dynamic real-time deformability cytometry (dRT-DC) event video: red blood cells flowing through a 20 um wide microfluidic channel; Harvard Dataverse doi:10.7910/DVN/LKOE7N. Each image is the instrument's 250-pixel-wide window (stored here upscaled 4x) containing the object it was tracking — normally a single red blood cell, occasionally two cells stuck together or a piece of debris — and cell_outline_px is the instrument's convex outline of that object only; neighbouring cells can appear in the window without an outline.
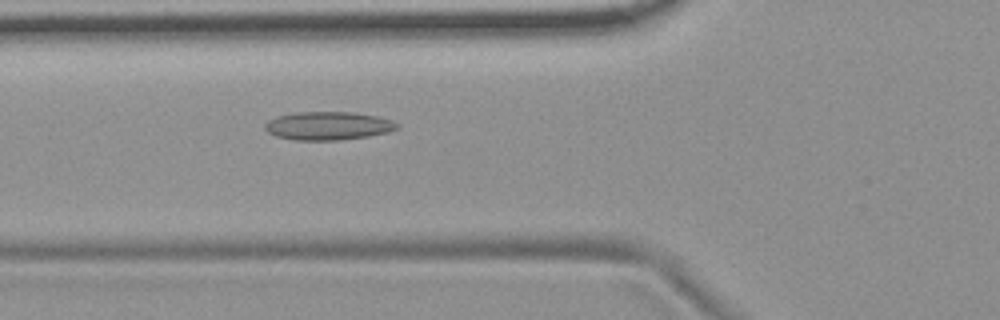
{"species": "common noctule bat (a hibernating species)", "species_latin": "Nyctalus noctula", "temperature_condition": "room temperature", "stored_images_in_passage": 54, "camera_frame_rate_fps": 3000, "um_per_image_px": 0.085, "animal": {"sex": "female", "body_mass_g": 19.9}, "frame": {"image": 1, "passage_image": 20, "time_ms": 6.333, "image_size_px": [1000, 320], "cell_outline_px": [[400, 128], [388, 132], [368, 136], [340, 140], [296, 140], [276, 136], [268, 132], [264, 128], [264, 124], [268, 120], [276, 116], [296, 112], [352, 112], [376, 116], [392, 120], [400, 124]], "centroid_in_image_um": [27.9, 10.69], "position_along_channel_um": 97.9, "area_um2": 21.91}}
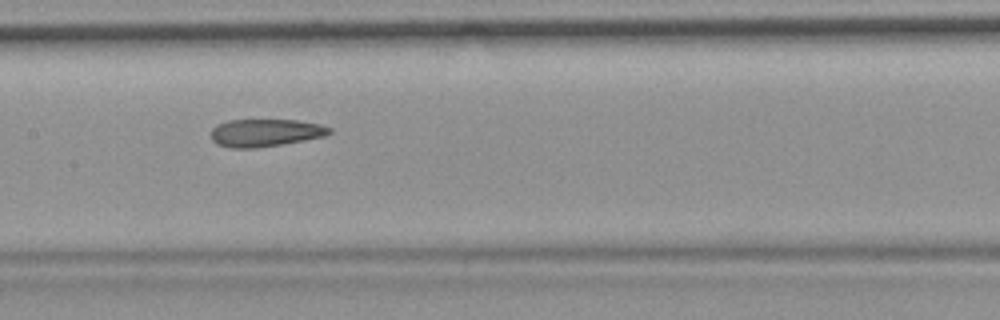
{"frame": {"image": 2, "passage_image": 27, "time_ms": 8.667, "image_size_px": [1000, 320], "cell_outline_px": [[332, 132], [324, 136], [304, 140], [256, 148], [232, 148], [216, 144], [212, 140], [212, 128], [216, 124], [228, 120], [296, 120], [320, 124], [332, 128]], "centroid_in_image_um": [22.54, 11.28], "position_along_channel_um": 184.9, "area_um2": 19.02}}
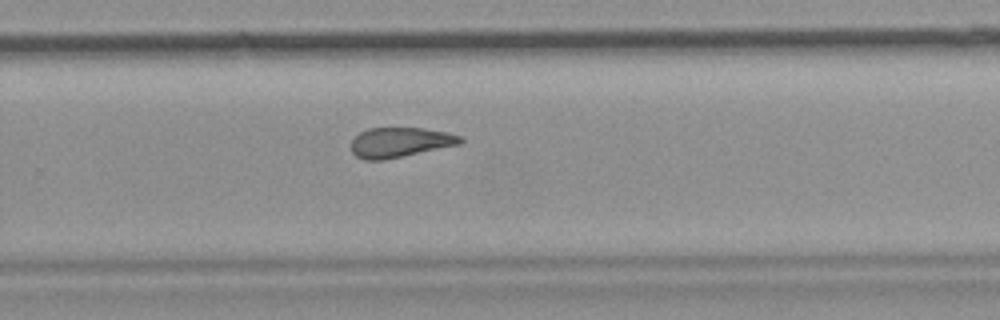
{"frame": {"image": 3, "passage_image": 36, "time_ms": 11.667, "image_size_px": [1000, 320], "cell_outline_px": [[464, 140], [460, 144], [384, 160], [364, 160], [356, 156], [352, 152], [352, 140], [360, 132], [368, 128], [424, 128], [444, 132], [460, 136]], "centroid_in_image_um": [33.98, 12.1], "position_along_channel_um": 295.8, "area_um2": 18.84}, "authors_computed_cell_mechanics": {"area_um2": 20.808, "velocity_mm_per_s": 3.7235, "shape_relaxation_time_tau1_ms": null, "shape_relaxation_time_tau2_ms": 4.6847, "deformation_change_tau1": null, "deformation_change_tau2": 0.1415}}